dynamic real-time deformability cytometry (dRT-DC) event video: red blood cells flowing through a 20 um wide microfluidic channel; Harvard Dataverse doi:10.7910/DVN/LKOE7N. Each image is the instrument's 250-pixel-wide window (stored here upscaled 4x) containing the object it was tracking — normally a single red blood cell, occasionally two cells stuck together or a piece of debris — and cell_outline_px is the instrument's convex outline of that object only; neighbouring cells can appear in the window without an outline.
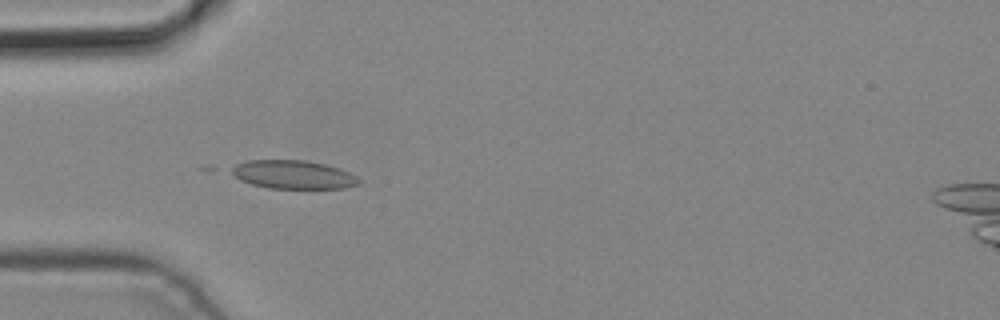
{"species": "common noctule bat (a hibernating species)", "species_latin": "Nyctalus noctula", "temperature_condition": "cold", "stored_images_in_passage": 4, "camera_frame_rate_fps": 3000, "um_per_image_px": 0.085, "animal": {"sex": "male", "body_mass_g": 19.2, "forearm_length_mm": 51.8}, "frame": {"image": 1, "passage_image": 4, "time_ms": 1.0, "image_size_px": [1000, 320], "cell_outline_px": [[360, 184], [344, 188], [268, 188], [252, 184], [240, 180], [228, 172], [228, 168], [236, 164], [248, 160], [304, 160], [324, 164], [340, 168], [356, 176], [360, 180]], "centroid_in_image_um": [24.87, 14.83], "position_along_channel_um": 60.1, "area_um2": 21.27}}